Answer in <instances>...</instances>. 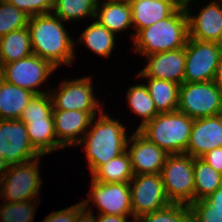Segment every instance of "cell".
<instances>
[{
    "label": "cell",
    "instance_id": "obj_1",
    "mask_svg": "<svg viewBox=\"0 0 222 222\" xmlns=\"http://www.w3.org/2000/svg\"><path fill=\"white\" fill-rule=\"evenodd\" d=\"M28 29L33 54L49 61L55 68L61 64L71 65L75 43L59 17L53 13L32 16Z\"/></svg>",
    "mask_w": 222,
    "mask_h": 222
},
{
    "label": "cell",
    "instance_id": "obj_2",
    "mask_svg": "<svg viewBox=\"0 0 222 222\" xmlns=\"http://www.w3.org/2000/svg\"><path fill=\"white\" fill-rule=\"evenodd\" d=\"M99 115L96 122L92 120L91 129L79 143L85 146L91 175L100 166L127 150L128 138L124 125L104 112H100Z\"/></svg>",
    "mask_w": 222,
    "mask_h": 222
},
{
    "label": "cell",
    "instance_id": "obj_3",
    "mask_svg": "<svg viewBox=\"0 0 222 222\" xmlns=\"http://www.w3.org/2000/svg\"><path fill=\"white\" fill-rule=\"evenodd\" d=\"M188 38V15L181 7L170 17L132 34L135 51L143 56L184 48Z\"/></svg>",
    "mask_w": 222,
    "mask_h": 222
},
{
    "label": "cell",
    "instance_id": "obj_4",
    "mask_svg": "<svg viewBox=\"0 0 222 222\" xmlns=\"http://www.w3.org/2000/svg\"><path fill=\"white\" fill-rule=\"evenodd\" d=\"M194 119L177 111L158 113L138 131L168 154L186 152Z\"/></svg>",
    "mask_w": 222,
    "mask_h": 222
},
{
    "label": "cell",
    "instance_id": "obj_5",
    "mask_svg": "<svg viewBox=\"0 0 222 222\" xmlns=\"http://www.w3.org/2000/svg\"><path fill=\"white\" fill-rule=\"evenodd\" d=\"M167 198L173 204L195 201L194 158L188 154H169L161 170Z\"/></svg>",
    "mask_w": 222,
    "mask_h": 222
},
{
    "label": "cell",
    "instance_id": "obj_6",
    "mask_svg": "<svg viewBox=\"0 0 222 222\" xmlns=\"http://www.w3.org/2000/svg\"><path fill=\"white\" fill-rule=\"evenodd\" d=\"M39 157L7 168L0 176V196L4 202L36 200L42 185Z\"/></svg>",
    "mask_w": 222,
    "mask_h": 222
},
{
    "label": "cell",
    "instance_id": "obj_7",
    "mask_svg": "<svg viewBox=\"0 0 222 222\" xmlns=\"http://www.w3.org/2000/svg\"><path fill=\"white\" fill-rule=\"evenodd\" d=\"M178 111L190 118L222 114V92L214 81L183 82L179 86Z\"/></svg>",
    "mask_w": 222,
    "mask_h": 222
},
{
    "label": "cell",
    "instance_id": "obj_8",
    "mask_svg": "<svg viewBox=\"0 0 222 222\" xmlns=\"http://www.w3.org/2000/svg\"><path fill=\"white\" fill-rule=\"evenodd\" d=\"M221 55L222 44L188 38L185 45L183 82L214 81Z\"/></svg>",
    "mask_w": 222,
    "mask_h": 222
},
{
    "label": "cell",
    "instance_id": "obj_9",
    "mask_svg": "<svg viewBox=\"0 0 222 222\" xmlns=\"http://www.w3.org/2000/svg\"><path fill=\"white\" fill-rule=\"evenodd\" d=\"M56 68L47 60L32 54L26 58L4 64L0 67V77L5 82L43 94L39 86L43 84Z\"/></svg>",
    "mask_w": 222,
    "mask_h": 222
},
{
    "label": "cell",
    "instance_id": "obj_10",
    "mask_svg": "<svg viewBox=\"0 0 222 222\" xmlns=\"http://www.w3.org/2000/svg\"><path fill=\"white\" fill-rule=\"evenodd\" d=\"M129 185L135 222L141 216L164 209L171 204L166 196L161 174L134 175Z\"/></svg>",
    "mask_w": 222,
    "mask_h": 222
},
{
    "label": "cell",
    "instance_id": "obj_11",
    "mask_svg": "<svg viewBox=\"0 0 222 222\" xmlns=\"http://www.w3.org/2000/svg\"><path fill=\"white\" fill-rule=\"evenodd\" d=\"M0 152L6 168L41 156L30 143L26 125L20 119H0Z\"/></svg>",
    "mask_w": 222,
    "mask_h": 222
},
{
    "label": "cell",
    "instance_id": "obj_12",
    "mask_svg": "<svg viewBox=\"0 0 222 222\" xmlns=\"http://www.w3.org/2000/svg\"><path fill=\"white\" fill-rule=\"evenodd\" d=\"M90 189V197L81 202L85 210L93 201L99 214L133 215L129 182L101 183L91 179Z\"/></svg>",
    "mask_w": 222,
    "mask_h": 222
},
{
    "label": "cell",
    "instance_id": "obj_13",
    "mask_svg": "<svg viewBox=\"0 0 222 222\" xmlns=\"http://www.w3.org/2000/svg\"><path fill=\"white\" fill-rule=\"evenodd\" d=\"M60 86V90L58 89V91L55 90V92L50 93L53 110H100V112H103V109L95 99L96 97L93 95V85L90 77L64 81Z\"/></svg>",
    "mask_w": 222,
    "mask_h": 222
},
{
    "label": "cell",
    "instance_id": "obj_14",
    "mask_svg": "<svg viewBox=\"0 0 222 222\" xmlns=\"http://www.w3.org/2000/svg\"><path fill=\"white\" fill-rule=\"evenodd\" d=\"M127 141V151L130 154L134 175L160 174L166 162L168 153L149 141L138 130ZM132 143L130 149L129 145Z\"/></svg>",
    "mask_w": 222,
    "mask_h": 222
},
{
    "label": "cell",
    "instance_id": "obj_15",
    "mask_svg": "<svg viewBox=\"0 0 222 222\" xmlns=\"http://www.w3.org/2000/svg\"><path fill=\"white\" fill-rule=\"evenodd\" d=\"M96 113V111L53 110L54 131L58 145L61 148L78 145L90 128L92 120L96 118Z\"/></svg>",
    "mask_w": 222,
    "mask_h": 222
},
{
    "label": "cell",
    "instance_id": "obj_16",
    "mask_svg": "<svg viewBox=\"0 0 222 222\" xmlns=\"http://www.w3.org/2000/svg\"><path fill=\"white\" fill-rule=\"evenodd\" d=\"M148 59V60H147ZM148 64L138 74L141 78H156L181 85L185 76V47L146 56Z\"/></svg>",
    "mask_w": 222,
    "mask_h": 222
},
{
    "label": "cell",
    "instance_id": "obj_17",
    "mask_svg": "<svg viewBox=\"0 0 222 222\" xmlns=\"http://www.w3.org/2000/svg\"><path fill=\"white\" fill-rule=\"evenodd\" d=\"M219 147H222V114L194 119L185 154L200 158Z\"/></svg>",
    "mask_w": 222,
    "mask_h": 222
},
{
    "label": "cell",
    "instance_id": "obj_18",
    "mask_svg": "<svg viewBox=\"0 0 222 222\" xmlns=\"http://www.w3.org/2000/svg\"><path fill=\"white\" fill-rule=\"evenodd\" d=\"M216 1L207 4L196 16L191 15L188 7L185 8L189 38L222 44V5Z\"/></svg>",
    "mask_w": 222,
    "mask_h": 222
},
{
    "label": "cell",
    "instance_id": "obj_19",
    "mask_svg": "<svg viewBox=\"0 0 222 222\" xmlns=\"http://www.w3.org/2000/svg\"><path fill=\"white\" fill-rule=\"evenodd\" d=\"M135 32L170 17L179 6L175 0H128Z\"/></svg>",
    "mask_w": 222,
    "mask_h": 222
},
{
    "label": "cell",
    "instance_id": "obj_20",
    "mask_svg": "<svg viewBox=\"0 0 222 222\" xmlns=\"http://www.w3.org/2000/svg\"><path fill=\"white\" fill-rule=\"evenodd\" d=\"M131 14L128 0H108L103 4L97 3L95 18L100 25L116 34L133 26Z\"/></svg>",
    "mask_w": 222,
    "mask_h": 222
},
{
    "label": "cell",
    "instance_id": "obj_21",
    "mask_svg": "<svg viewBox=\"0 0 222 222\" xmlns=\"http://www.w3.org/2000/svg\"><path fill=\"white\" fill-rule=\"evenodd\" d=\"M24 124L30 143L41 156L61 148L54 131L53 117L29 118Z\"/></svg>",
    "mask_w": 222,
    "mask_h": 222
},
{
    "label": "cell",
    "instance_id": "obj_22",
    "mask_svg": "<svg viewBox=\"0 0 222 222\" xmlns=\"http://www.w3.org/2000/svg\"><path fill=\"white\" fill-rule=\"evenodd\" d=\"M34 95L0 78V119H19Z\"/></svg>",
    "mask_w": 222,
    "mask_h": 222
},
{
    "label": "cell",
    "instance_id": "obj_23",
    "mask_svg": "<svg viewBox=\"0 0 222 222\" xmlns=\"http://www.w3.org/2000/svg\"><path fill=\"white\" fill-rule=\"evenodd\" d=\"M32 54L28 27L12 31L0 38V67Z\"/></svg>",
    "mask_w": 222,
    "mask_h": 222
},
{
    "label": "cell",
    "instance_id": "obj_24",
    "mask_svg": "<svg viewBox=\"0 0 222 222\" xmlns=\"http://www.w3.org/2000/svg\"><path fill=\"white\" fill-rule=\"evenodd\" d=\"M148 79L146 87L154 101L157 112L170 113L177 111L180 85L163 79Z\"/></svg>",
    "mask_w": 222,
    "mask_h": 222
},
{
    "label": "cell",
    "instance_id": "obj_25",
    "mask_svg": "<svg viewBox=\"0 0 222 222\" xmlns=\"http://www.w3.org/2000/svg\"><path fill=\"white\" fill-rule=\"evenodd\" d=\"M91 176L94 181L101 183L130 182L134 176L130 154L126 150L100 166Z\"/></svg>",
    "mask_w": 222,
    "mask_h": 222
},
{
    "label": "cell",
    "instance_id": "obj_26",
    "mask_svg": "<svg viewBox=\"0 0 222 222\" xmlns=\"http://www.w3.org/2000/svg\"><path fill=\"white\" fill-rule=\"evenodd\" d=\"M195 201L207 198L222 185V175L201 158H194Z\"/></svg>",
    "mask_w": 222,
    "mask_h": 222
},
{
    "label": "cell",
    "instance_id": "obj_27",
    "mask_svg": "<svg viewBox=\"0 0 222 222\" xmlns=\"http://www.w3.org/2000/svg\"><path fill=\"white\" fill-rule=\"evenodd\" d=\"M79 40L99 56L109 57L114 49L115 34L95 21L83 30Z\"/></svg>",
    "mask_w": 222,
    "mask_h": 222
},
{
    "label": "cell",
    "instance_id": "obj_28",
    "mask_svg": "<svg viewBox=\"0 0 222 222\" xmlns=\"http://www.w3.org/2000/svg\"><path fill=\"white\" fill-rule=\"evenodd\" d=\"M127 100L132 111L143 118L137 130L158 114L154 101L148 93L146 84H138L130 87L127 92Z\"/></svg>",
    "mask_w": 222,
    "mask_h": 222
},
{
    "label": "cell",
    "instance_id": "obj_29",
    "mask_svg": "<svg viewBox=\"0 0 222 222\" xmlns=\"http://www.w3.org/2000/svg\"><path fill=\"white\" fill-rule=\"evenodd\" d=\"M97 2L95 0H55L53 14L63 22L86 18H95Z\"/></svg>",
    "mask_w": 222,
    "mask_h": 222
},
{
    "label": "cell",
    "instance_id": "obj_30",
    "mask_svg": "<svg viewBox=\"0 0 222 222\" xmlns=\"http://www.w3.org/2000/svg\"><path fill=\"white\" fill-rule=\"evenodd\" d=\"M30 16L7 0H0V38L6 34L28 27Z\"/></svg>",
    "mask_w": 222,
    "mask_h": 222
},
{
    "label": "cell",
    "instance_id": "obj_31",
    "mask_svg": "<svg viewBox=\"0 0 222 222\" xmlns=\"http://www.w3.org/2000/svg\"><path fill=\"white\" fill-rule=\"evenodd\" d=\"M35 202V203H34ZM37 200L24 202H5L0 204L1 222H32L35 215L36 206L40 204ZM31 203H33L31 205ZM3 204V206H2ZM36 204V205H35Z\"/></svg>",
    "mask_w": 222,
    "mask_h": 222
},
{
    "label": "cell",
    "instance_id": "obj_32",
    "mask_svg": "<svg viewBox=\"0 0 222 222\" xmlns=\"http://www.w3.org/2000/svg\"><path fill=\"white\" fill-rule=\"evenodd\" d=\"M189 215V205L171 203L164 209L141 216L137 222H185Z\"/></svg>",
    "mask_w": 222,
    "mask_h": 222
},
{
    "label": "cell",
    "instance_id": "obj_33",
    "mask_svg": "<svg viewBox=\"0 0 222 222\" xmlns=\"http://www.w3.org/2000/svg\"><path fill=\"white\" fill-rule=\"evenodd\" d=\"M37 117H53L50 93L35 94L19 119L25 123L29 118Z\"/></svg>",
    "mask_w": 222,
    "mask_h": 222
},
{
    "label": "cell",
    "instance_id": "obj_34",
    "mask_svg": "<svg viewBox=\"0 0 222 222\" xmlns=\"http://www.w3.org/2000/svg\"><path fill=\"white\" fill-rule=\"evenodd\" d=\"M189 215L194 222H222V213L206 199H200L190 204Z\"/></svg>",
    "mask_w": 222,
    "mask_h": 222
},
{
    "label": "cell",
    "instance_id": "obj_35",
    "mask_svg": "<svg viewBox=\"0 0 222 222\" xmlns=\"http://www.w3.org/2000/svg\"><path fill=\"white\" fill-rule=\"evenodd\" d=\"M30 17L49 14L53 11L55 0H7Z\"/></svg>",
    "mask_w": 222,
    "mask_h": 222
},
{
    "label": "cell",
    "instance_id": "obj_36",
    "mask_svg": "<svg viewBox=\"0 0 222 222\" xmlns=\"http://www.w3.org/2000/svg\"><path fill=\"white\" fill-rule=\"evenodd\" d=\"M83 208L82 203H78L69 208L52 212L43 222H76L78 212Z\"/></svg>",
    "mask_w": 222,
    "mask_h": 222
},
{
    "label": "cell",
    "instance_id": "obj_37",
    "mask_svg": "<svg viewBox=\"0 0 222 222\" xmlns=\"http://www.w3.org/2000/svg\"><path fill=\"white\" fill-rule=\"evenodd\" d=\"M200 158L216 171L222 172V147L208 151Z\"/></svg>",
    "mask_w": 222,
    "mask_h": 222
},
{
    "label": "cell",
    "instance_id": "obj_38",
    "mask_svg": "<svg viewBox=\"0 0 222 222\" xmlns=\"http://www.w3.org/2000/svg\"><path fill=\"white\" fill-rule=\"evenodd\" d=\"M205 199L222 213V185Z\"/></svg>",
    "mask_w": 222,
    "mask_h": 222
},
{
    "label": "cell",
    "instance_id": "obj_39",
    "mask_svg": "<svg viewBox=\"0 0 222 222\" xmlns=\"http://www.w3.org/2000/svg\"><path fill=\"white\" fill-rule=\"evenodd\" d=\"M98 215L96 216L97 222H128L126 217L131 216V215H111V214H98Z\"/></svg>",
    "mask_w": 222,
    "mask_h": 222
},
{
    "label": "cell",
    "instance_id": "obj_40",
    "mask_svg": "<svg viewBox=\"0 0 222 222\" xmlns=\"http://www.w3.org/2000/svg\"><path fill=\"white\" fill-rule=\"evenodd\" d=\"M76 222H97V220L96 216L94 217L92 210L88 209L87 211L82 208L77 214Z\"/></svg>",
    "mask_w": 222,
    "mask_h": 222
},
{
    "label": "cell",
    "instance_id": "obj_41",
    "mask_svg": "<svg viewBox=\"0 0 222 222\" xmlns=\"http://www.w3.org/2000/svg\"><path fill=\"white\" fill-rule=\"evenodd\" d=\"M214 83L217 85L218 89L222 92V55L218 63L216 75L214 78Z\"/></svg>",
    "mask_w": 222,
    "mask_h": 222
},
{
    "label": "cell",
    "instance_id": "obj_42",
    "mask_svg": "<svg viewBox=\"0 0 222 222\" xmlns=\"http://www.w3.org/2000/svg\"><path fill=\"white\" fill-rule=\"evenodd\" d=\"M194 0H175V3L181 7V8H186L189 6V3Z\"/></svg>",
    "mask_w": 222,
    "mask_h": 222
},
{
    "label": "cell",
    "instance_id": "obj_43",
    "mask_svg": "<svg viewBox=\"0 0 222 222\" xmlns=\"http://www.w3.org/2000/svg\"><path fill=\"white\" fill-rule=\"evenodd\" d=\"M7 168L4 165V156L3 154L0 152V176L1 174L6 170Z\"/></svg>",
    "mask_w": 222,
    "mask_h": 222
},
{
    "label": "cell",
    "instance_id": "obj_44",
    "mask_svg": "<svg viewBox=\"0 0 222 222\" xmlns=\"http://www.w3.org/2000/svg\"><path fill=\"white\" fill-rule=\"evenodd\" d=\"M185 222H194L190 217Z\"/></svg>",
    "mask_w": 222,
    "mask_h": 222
},
{
    "label": "cell",
    "instance_id": "obj_45",
    "mask_svg": "<svg viewBox=\"0 0 222 222\" xmlns=\"http://www.w3.org/2000/svg\"><path fill=\"white\" fill-rule=\"evenodd\" d=\"M97 3H100L99 1H101V0H95ZM104 1H108V0H104Z\"/></svg>",
    "mask_w": 222,
    "mask_h": 222
}]
</instances>
